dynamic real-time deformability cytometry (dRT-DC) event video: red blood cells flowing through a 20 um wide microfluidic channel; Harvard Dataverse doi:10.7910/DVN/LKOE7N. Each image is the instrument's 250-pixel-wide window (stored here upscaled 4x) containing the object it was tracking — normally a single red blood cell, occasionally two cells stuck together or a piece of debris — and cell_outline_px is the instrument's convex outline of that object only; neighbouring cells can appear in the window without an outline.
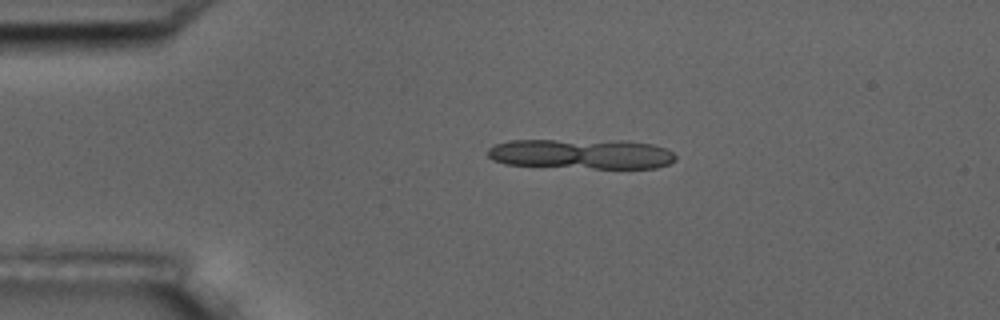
{"species": "common noctule bat (a hibernating species)", "species_latin": "Nyctalus noctula", "temperature_condition": "room temperature", "stored_images_in_passage": 5, "segment_of_instrument_passage": [1, 2], "camera_frame_rate_fps": 3000, "um_per_image_px": 0.085, "animal": {"sex": "male", "body_mass_g": 17.5, "forearm_length_mm": 52.3}, "frame": {"image": 1, "passage_image": 3, "time_ms": 2.333, "image_size_px": [1000, 320], "cell_outline_px": [[676, 160], [668, 164], [656, 168], [592, 168], [504, 164], [492, 160], [488, 156], [488, 148], [496, 144], [508, 140], [628, 140], [652, 144], [664, 148], [672, 152], [676, 156]], "centroid_in_image_um": [49.43, 13.07], "position_along_channel_um": 35.6, "area_um2": 33.06}}